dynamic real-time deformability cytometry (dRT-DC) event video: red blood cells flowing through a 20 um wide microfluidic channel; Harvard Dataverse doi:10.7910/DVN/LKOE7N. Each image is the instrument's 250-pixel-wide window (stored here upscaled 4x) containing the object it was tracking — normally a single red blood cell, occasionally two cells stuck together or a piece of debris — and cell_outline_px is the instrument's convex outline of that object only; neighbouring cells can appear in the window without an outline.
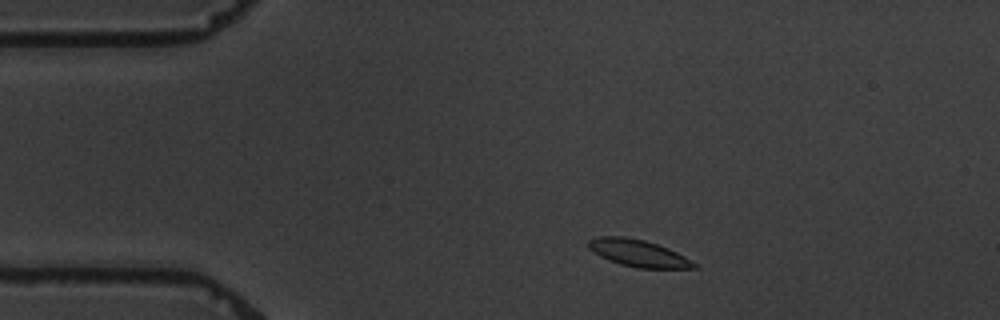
{"species": "common noctule bat (a hibernating species)", "species_latin": "Nyctalus noctula", "temperature_condition": "warm", "stored_images_in_passage": 2, "camera_frame_rate_fps": 3000, "um_per_image_px": 0.085, "animal": {"sex": "male", "body_mass_g": 19.5, "forearm_length_mm": 54.6}, "frame": {"image": 1, "passage_image": 1, "time_ms": 0.0, "image_size_px": [1000, 320], "cell_outline_px": [[700, 268], [636, 268], [620, 264], [608, 260], [600, 256], [588, 248], [588, 240], [596, 236], [624, 236], [644, 240], [668, 248], [684, 256], [696, 264]], "centroid_in_image_um": [54.22, 21.51], "position_along_channel_um": 30.8, "area_um2": 16.59}}